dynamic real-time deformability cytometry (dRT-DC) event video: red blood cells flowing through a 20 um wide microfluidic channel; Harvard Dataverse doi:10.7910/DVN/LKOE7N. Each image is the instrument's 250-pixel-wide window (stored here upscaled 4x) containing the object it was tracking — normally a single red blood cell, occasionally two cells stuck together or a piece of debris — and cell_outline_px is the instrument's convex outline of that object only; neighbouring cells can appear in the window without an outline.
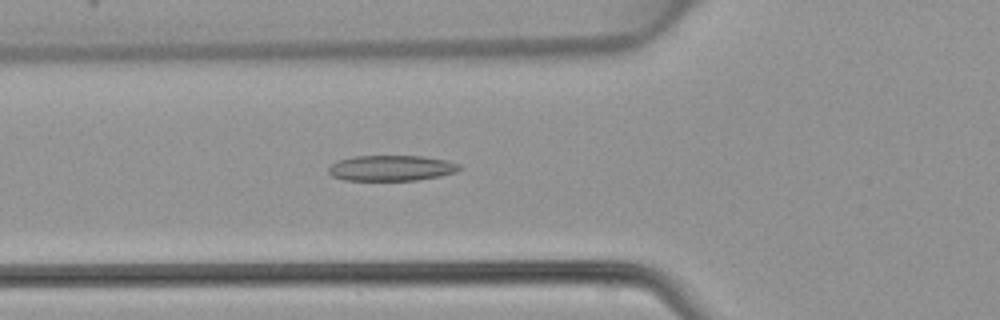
{"species": "common noctule bat (a hibernating species)", "species_latin": "Nyctalus noctula", "temperature_condition": "warm", "stored_images_in_passage": 48, "camera_frame_rate_fps": 3000, "um_per_image_px": 0.085, "animal": {"sex": "female", "body_mass_g": 22.7, "forearm_length_mm": 54.2}, "frame": {"image": 1, "passage_image": 17, "time_ms": 5.333, "image_size_px": [1000, 320], "cell_outline_px": [[464, 168], [456, 172], [440, 176], [416, 180], [344, 180], [332, 176], [328, 172], [328, 168], [332, 164], [340, 160], [352, 156], [420, 156], [448, 160], [460, 164]], "centroid_in_image_um": [33.3, 14.28], "position_along_channel_um": 92.5, "area_um2": 19.59}}
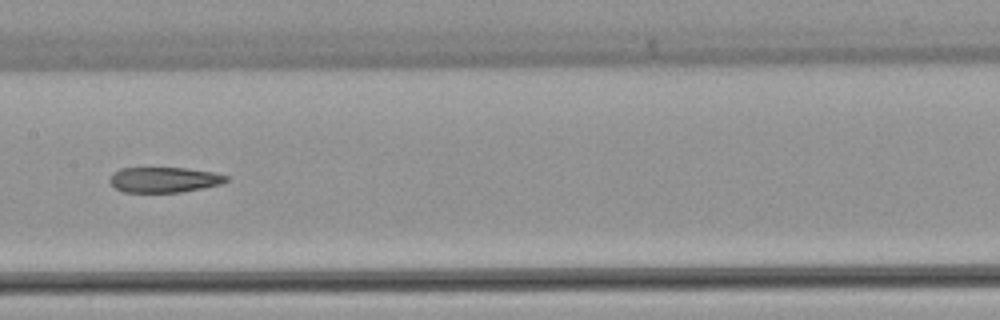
{"frame": {"image": 2, "passage_image": 24, "time_ms": 7.667, "image_size_px": [1000, 320], "cell_outline_px": [[228, 180], [220, 184], [204, 188], [180, 192], [124, 192], [116, 188], [108, 180], [112, 172], [120, 168], [188, 168], [216, 172], [228, 176]], "centroid_in_image_um": [13.96, 15.27], "position_along_channel_um": 193.4, "area_um2": 17.34}}
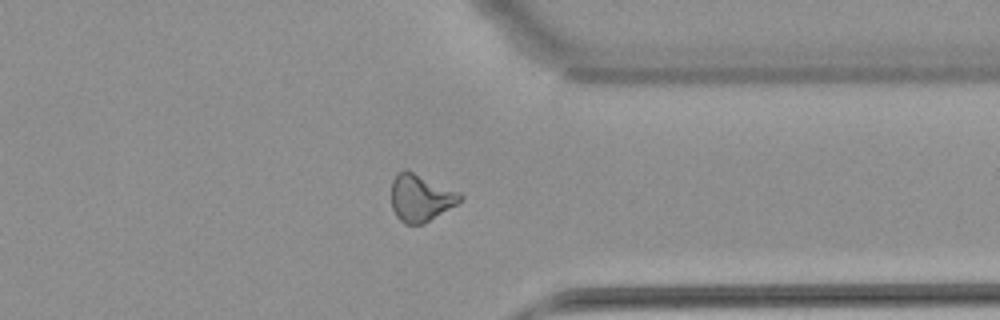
{"frame": {"image": 3, "passage_image": 37, "time_ms": 12.0, "image_size_px": [1000, 320], "cell_outline_px": [[464, 196], [456, 204], [424, 224], [404, 224], [396, 216], [392, 208], [392, 180], [396, 172], [404, 168], [460, 192]], "centroid_in_image_um": [35.73, 16.8], "position_along_channel_um": 375.7, "area_um2": 18.9}}